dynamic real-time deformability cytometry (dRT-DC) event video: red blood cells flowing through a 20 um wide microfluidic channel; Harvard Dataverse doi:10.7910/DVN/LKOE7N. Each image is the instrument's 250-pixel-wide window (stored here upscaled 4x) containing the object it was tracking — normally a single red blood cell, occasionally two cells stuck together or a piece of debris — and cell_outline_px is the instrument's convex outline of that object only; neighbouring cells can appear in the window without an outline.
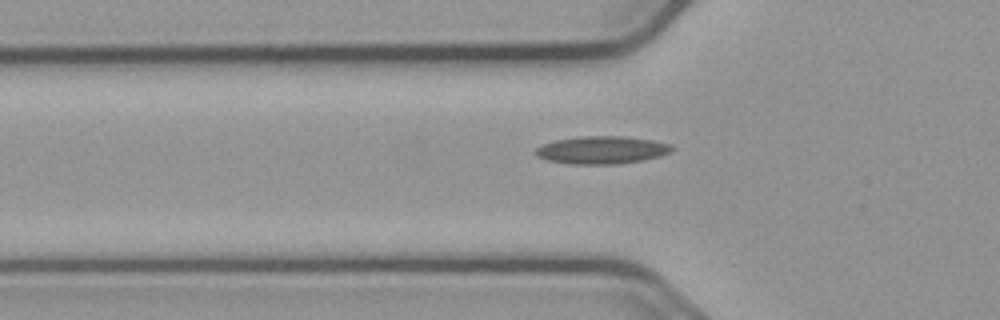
{"species": "common noctule bat (a hibernating species)", "species_latin": "Nyctalus noctula", "temperature_condition": "cold", "stored_images_in_passage": 39, "camera_frame_rate_fps": 3000, "um_per_image_px": 0.085, "animal": {"sex": "male", "body_mass_g": 23.1, "forearm_length_mm": 52.7}, "frame": {"image": 1, "passage_image": 8, "time_ms": 2.333, "image_size_px": [1000, 320], "cell_outline_px": [[672, 148], [668, 152], [660, 156], [640, 160], [616, 164], [572, 164], [548, 160], [536, 156], [536, 148], [544, 144], [556, 140], [580, 136], [620, 136], [652, 140], [672, 144]], "centroid_in_image_um": [51.14, 12.74], "position_along_channel_um": 74.7, "area_um2": 21.68}}
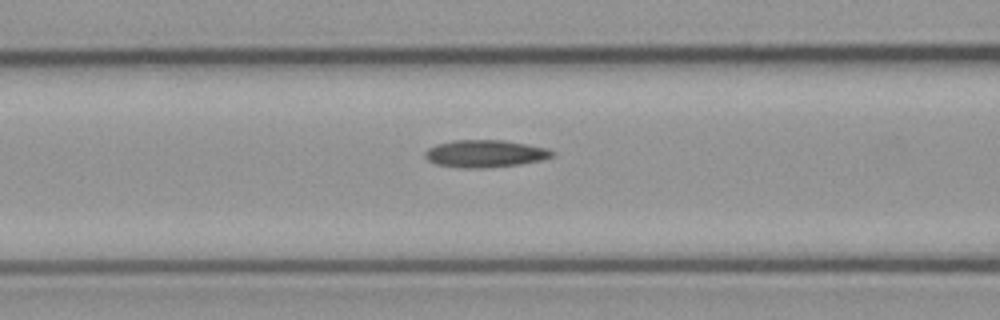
{"frame": {"image": 2, "passage_image": 12, "time_ms": 3.667, "image_size_px": [1000, 320], "cell_outline_px": [[556, 152], [552, 156], [540, 160], [520, 164], [484, 168], [464, 168], [436, 164], [428, 160], [424, 156], [424, 152], [428, 148], [436, 144], [452, 140], [504, 140], [548, 148]], "centroid_in_image_um": [41.21, 13.05], "position_along_channel_um": 125.4, "area_um2": 20.29}}
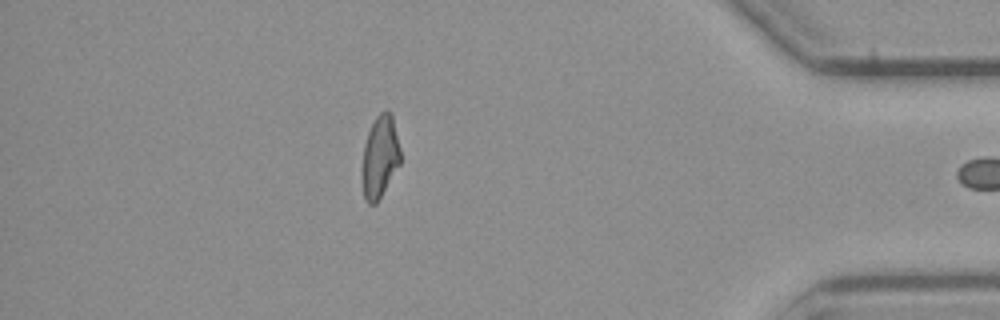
{"frame": {"image": 3, "passage_image": 38, "time_ms": 12.333, "image_size_px": [1000, 320], "cell_outline_px": [[400, 164], [376, 204], [368, 204], [364, 196], [360, 172], [364, 144], [368, 132], [376, 116], [380, 112], [388, 108], [392, 112], [400, 148]], "centroid_in_image_um": [32.28, 13.31], "position_along_channel_um": 402.9, "area_um2": 18.73}}